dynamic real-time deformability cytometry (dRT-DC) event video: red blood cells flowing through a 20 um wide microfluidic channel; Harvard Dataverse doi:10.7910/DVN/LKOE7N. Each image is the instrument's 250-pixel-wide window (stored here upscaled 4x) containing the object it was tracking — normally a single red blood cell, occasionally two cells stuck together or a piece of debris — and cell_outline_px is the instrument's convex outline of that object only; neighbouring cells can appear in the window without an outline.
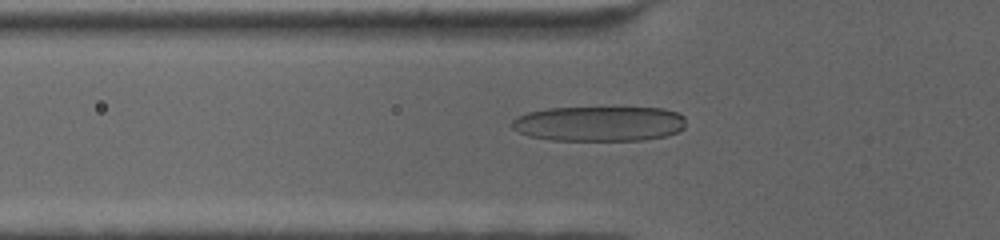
{"species": "human", "species_latin": "Homo sapiens", "temperature_condition": "cold", "stored_images_in_passage": 67, "camera_frame_rate_fps": 3000, "um_per_image_px": 0.085, "donor": {"sex": "female"}, "frame": {"image": 1, "passage_image": 23, "time_ms": 7.333, "image_size_px": [1000, 240], "cell_outline_px": [[684, 128], [668, 136], [644, 140], [552, 140], [528, 136], [512, 128], [508, 124], [516, 116], [528, 112], [548, 108], [664, 108], [676, 112], [684, 116]], "centroid_in_image_um": [50.9, 10.51], "position_along_channel_um": 74.9, "area_um2": 35.72}}
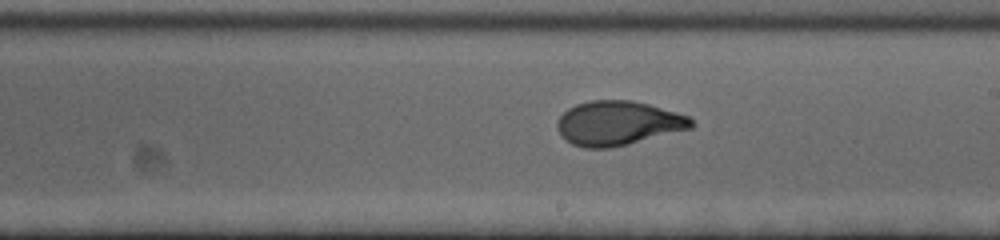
{"frame": {"image": 2, "passage_image": 39, "time_ms": 12.667, "image_size_px": [1000, 240], "cell_outline_px": [[696, 124], [692, 128], [628, 144], [608, 148], [584, 148], [572, 144], [560, 136], [556, 128], [556, 124], [560, 116], [568, 108], [576, 104], [592, 100], [632, 100], [648, 104], [676, 112], [688, 116]], "centroid_in_image_um": [52.51, 10.47], "position_along_channel_um": 236.5, "area_um2": 34.68}}
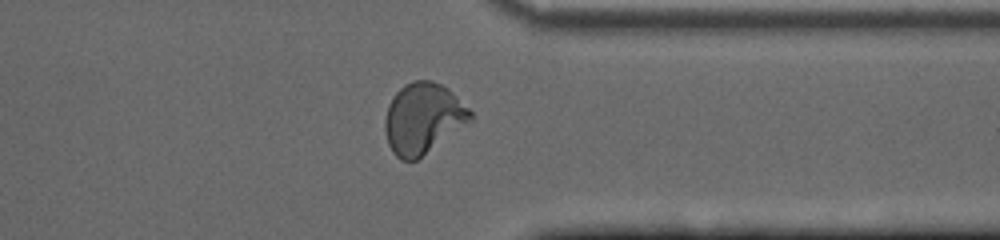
{"frame": {"image": 3, "passage_image": 53, "time_ms": 17.333, "image_size_px": [1000, 240], "cell_outline_px": [[472, 116], [468, 124], [416, 160], [400, 160], [392, 152], [388, 144], [384, 128], [384, 120], [388, 104], [392, 96], [404, 84], [412, 80], [432, 80], [448, 88], [472, 112]], "centroid_in_image_um": [35.93, 10.05], "position_along_channel_um": 375.5, "area_um2": 35.26}}